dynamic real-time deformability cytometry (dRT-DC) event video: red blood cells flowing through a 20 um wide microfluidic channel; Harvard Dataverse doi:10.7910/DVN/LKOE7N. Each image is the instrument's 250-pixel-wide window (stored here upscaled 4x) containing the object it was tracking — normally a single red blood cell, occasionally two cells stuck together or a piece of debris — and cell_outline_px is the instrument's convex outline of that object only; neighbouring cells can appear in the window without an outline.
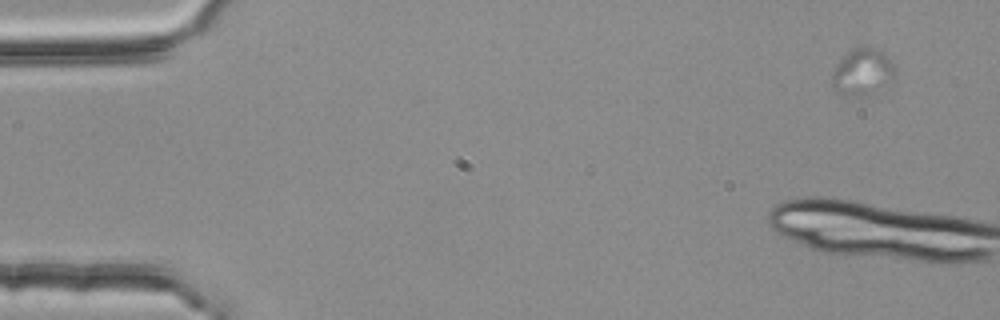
{"species": "common noctule bat (a hibernating species)", "species_latin": "Nyctalus noctula", "temperature_condition": "room temperature", "stored_images_in_passage": 6, "camera_frame_rate_fps": 3000, "um_per_image_px": 0.085, "animal": {"sex": "female", "body_mass_g": 25.1}, "frame": {"image": 1, "passage_image": 1, "time_ms": 0.0, "image_size_px": [1000, 320], "cell_outline_px": [[896, 76], [872, 96], [844, 96], [836, 92], [832, 88], [832, 72], [836, 64], [848, 52], [856, 48], [876, 48], [884, 52], [896, 68]], "centroid_in_image_um": [73.32, 6.17], "position_along_channel_um": 11.7, "area_um2": 17.46}}